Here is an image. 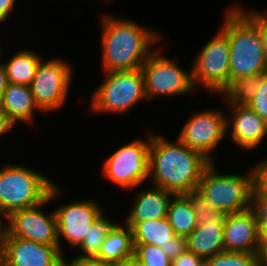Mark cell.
Masks as SVG:
<instances>
[{"label":"cell","mask_w":267,"mask_h":266,"mask_svg":"<svg viewBox=\"0 0 267 266\" xmlns=\"http://www.w3.org/2000/svg\"><path fill=\"white\" fill-rule=\"evenodd\" d=\"M252 209L258 223H267V193L255 183L252 193Z\"/></svg>","instance_id":"f546056e"},{"label":"cell","mask_w":267,"mask_h":266,"mask_svg":"<svg viewBox=\"0 0 267 266\" xmlns=\"http://www.w3.org/2000/svg\"><path fill=\"white\" fill-rule=\"evenodd\" d=\"M247 105L267 122V73L261 76L259 88Z\"/></svg>","instance_id":"f1b7e54d"},{"label":"cell","mask_w":267,"mask_h":266,"mask_svg":"<svg viewBox=\"0 0 267 266\" xmlns=\"http://www.w3.org/2000/svg\"><path fill=\"white\" fill-rule=\"evenodd\" d=\"M131 230L134 245L152 244L162 247L175 236L167 218L138 222Z\"/></svg>","instance_id":"7402d4cb"},{"label":"cell","mask_w":267,"mask_h":266,"mask_svg":"<svg viewBox=\"0 0 267 266\" xmlns=\"http://www.w3.org/2000/svg\"><path fill=\"white\" fill-rule=\"evenodd\" d=\"M116 223L104 217L103 214L92 224L89 233L78 246L82 253L74 258L75 262H84L87 260H94L101 249L106 235Z\"/></svg>","instance_id":"cb8c5ba5"},{"label":"cell","mask_w":267,"mask_h":266,"mask_svg":"<svg viewBox=\"0 0 267 266\" xmlns=\"http://www.w3.org/2000/svg\"><path fill=\"white\" fill-rule=\"evenodd\" d=\"M63 258L59 246L11 236L6 230L0 243L4 266H54Z\"/></svg>","instance_id":"5bb4252c"},{"label":"cell","mask_w":267,"mask_h":266,"mask_svg":"<svg viewBox=\"0 0 267 266\" xmlns=\"http://www.w3.org/2000/svg\"><path fill=\"white\" fill-rule=\"evenodd\" d=\"M115 266H142V264L134 256H132L128 259L115 263Z\"/></svg>","instance_id":"ab89813d"},{"label":"cell","mask_w":267,"mask_h":266,"mask_svg":"<svg viewBox=\"0 0 267 266\" xmlns=\"http://www.w3.org/2000/svg\"><path fill=\"white\" fill-rule=\"evenodd\" d=\"M134 257L142 266H171L170 258L161 247L152 244L134 245Z\"/></svg>","instance_id":"83f0119b"},{"label":"cell","mask_w":267,"mask_h":266,"mask_svg":"<svg viewBox=\"0 0 267 266\" xmlns=\"http://www.w3.org/2000/svg\"><path fill=\"white\" fill-rule=\"evenodd\" d=\"M15 0H0V23L7 19L14 7Z\"/></svg>","instance_id":"e575fe53"},{"label":"cell","mask_w":267,"mask_h":266,"mask_svg":"<svg viewBox=\"0 0 267 266\" xmlns=\"http://www.w3.org/2000/svg\"><path fill=\"white\" fill-rule=\"evenodd\" d=\"M54 266H77V262L73 259L71 261H66L64 257Z\"/></svg>","instance_id":"60d3db41"},{"label":"cell","mask_w":267,"mask_h":266,"mask_svg":"<svg viewBox=\"0 0 267 266\" xmlns=\"http://www.w3.org/2000/svg\"><path fill=\"white\" fill-rule=\"evenodd\" d=\"M147 142L134 140L116 150L106 159L102 168L104 178L123 190L136 188L149 179V146Z\"/></svg>","instance_id":"52a82bcc"},{"label":"cell","mask_w":267,"mask_h":266,"mask_svg":"<svg viewBox=\"0 0 267 266\" xmlns=\"http://www.w3.org/2000/svg\"><path fill=\"white\" fill-rule=\"evenodd\" d=\"M102 212L103 209L92 200L67 203L54 210L61 253L60 236L64 237L72 248H77Z\"/></svg>","instance_id":"4fadbf2b"},{"label":"cell","mask_w":267,"mask_h":266,"mask_svg":"<svg viewBox=\"0 0 267 266\" xmlns=\"http://www.w3.org/2000/svg\"><path fill=\"white\" fill-rule=\"evenodd\" d=\"M224 251L260 254L259 223L255 211L228 214L224 224Z\"/></svg>","instance_id":"9a60e30c"},{"label":"cell","mask_w":267,"mask_h":266,"mask_svg":"<svg viewBox=\"0 0 267 266\" xmlns=\"http://www.w3.org/2000/svg\"><path fill=\"white\" fill-rule=\"evenodd\" d=\"M194 87L220 94L230 83V46L227 35L220 31L199 51L192 64Z\"/></svg>","instance_id":"ba28073f"},{"label":"cell","mask_w":267,"mask_h":266,"mask_svg":"<svg viewBox=\"0 0 267 266\" xmlns=\"http://www.w3.org/2000/svg\"><path fill=\"white\" fill-rule=\"evenodd\" d=\"M262 75L257 74L232 80L221 92V96L222 94L225 96L228 104L247 105L255 96Z\"/></svg>","instance_id":"d4e9b609"},{"label":"cell","mask_w":267,"mask_h":266,"mask_svg":"<svg viewBox=\"0 0 267 266\" xmlns=\"http://www.w3.org/2000/svg\"><path fill=\"white\" fill-rule=\"evenodd\" d=\"M173 196L172 191L155 185L143 190L137 195L131 212L125 217V224L131 228L138 222L166 218L168 205Z\"/></svg>","instance_id":"e0dca14e"},{"label":"cell","mask_w":267,"mask_h":266,"mask_svg":"<svg viewBox=\"0 0 267 266\" xmlns=\"http://www.w3.org/2000/svg\"><path fill=\"white\" fill-rule=\"evenodd\" d=\"M1 216H3L0 212V241H2V238L4 236V233H5V224L2 222V218Z\"/></svg>","instance_id":"b9f144b4"},{"label":"cell","mask_w":267,"mask_h":266,"mask_svg":"<svg viewBox=\"0 0 267 266\" xmlns=\"http://www.w3.org/2000/svg\"><path fill=\"white\" fill-rule=\"evenodd\" d=\"M105 81L91 94V113L124 114L147 100L141 69L106 72Z\"/></svg>","instance_id":"8992f818"},{"label":"cell","mask_w":267,"mask_h":266,"mask_svg":"<svg viewBox=\"0 0 267 266\" xmlns=\"http://www.w3.org/2000/svg\"><path fill=\"white\" fill-rule=\"evenodd\" d=\"M171 266H205V260L187 250L171 260Z\"/></svg>","instance_id":"d6a6232c"},{"label":"cell","mask_w":267,"mask_h":266,"mask_svg":"<svg viewBox=\"0 0 267 266\" xmlns=\"http://www.w3.org/2000/svg\"><path fill=\"white\" fill-rule=\"evenodd\" d=\"M241 10L257 25L260 32L261 42L267 59V14L259 13L258 11L250 10L249 12Z\"/></svg>","instance_id":"1f68e13d"},{"label":"cell","mask_w":267,"mask_h":266,"mask_svg":"<svg viewBox=\"0 0 267 266\" xmlns=\"http://www.w3.org/2000/svg\"><path fill=\"white\" fill-rule=\"evenodd\" d=\"M8 62H4L9 83L28 85L32 83L41 57L27 49L16 52Z\"/></svg>","instance_id":"603a6c76"},{"label":"cell","mask_w":267,"mask_h":266,"mask_svg":"<svg viewBox=\"0 0 267 266\" xmlns=\"http://www.w3.org/2000/svg\"><path fill=\"white\" fill-rule=\"evenodd\" d=\"M145 94L148 100L155 96H178L191 92L195 87L192 73L184 71L175 61L156 50L141 66Z\"/></svg>","instance_id":"30bf717a"},{"label":"cell","mask_w":267,"mask_h":266,"mask_svg":"<svg viewBox=\"0 0 267 266\" xmlns=\"http://www.w3.org/2000/svg\"><path fill=\"white\" fill-rule=\"evenodd\" d=\"M256 266H267V264L264 263L261 259H259Z\"/></svg>","instance_id":"ee69618b"},{"label":"cell","mask_w":267,"mask_h":266,"mask_svg":"<svg viewBox=\"0 0 267 266\" xmlns=\"http://www.w3.org/2000/svg\"><path fill=\"white\" fill-rule=\"evenodd\" d=\"M185 195L189 198L196 214L197 223L215 222L225 224L228 214L215 208L198 189L191 190Z\"/></svg>","instance_id":"484cf974"},{"label":"cell","mask_w":267,"mask_h":266,"mask_svg":"<svg viewBox=\"0 0 267 266\" xmlns=\"http://www.w3.org/2000/svg\"><path fill=\"white\" fill-rule=\"evenodd\" d=\"M77 266H115V263L100 262L97 260H87L84 262H77Z\"/></svg>","instance_id":"f35d334b"},{"label":"cell","mask_w":267,"mask_h":266,"mask_svg":"<svg viewBox=\"0 0 267 266\" xmlns=\"http://www.w3.org/2000/svg\"><path fill=\"white\" fill-rule=\"evenodd\" d=\"M53 185L49 178L24 165H5L0 170L1 214L6 218L14 211L43 202Z\"/></svg>","instance_id":"277c9868"},{"label":"cell","mask_w":267,"mask_h":266,"mask_svg":"<svg viewBox=\"0 0 267 266\" xmlns=\"http://www.w3.org/2000/svg\"><path fill=\"white\" fill-rule=\"evenodd\" d=\"M260 254L223 251L205 259V266H256Z\"/></svg>","instance_id":"4316f807"},{"label":"cell","mask_w":267,"mask_h":266,"mask_svg":"<svg viewBox=\"0 0 267 266\" xmlns=\"http://www.w3.org/2000/svg\"><path fill=\"white\" fill-rule=\"evenodd\" d=\"M14 125L10 122L9 118L6 116V114L2 111L0 107V137L5 134L7 131H11L10 129Z\"/></svg>","instance_id":"d590c367"},{"label":"cell","mask_w":267,"mask_h":266,"mask_svg":"<svg viewBox=\"0 0 267 266\" xmlns=\"http://www.w3.org/2000/svg\"><path fill=\"white\" fill-rule=\"evenodd\" d=\"M256 183L267 193V159L255 166Z\"/></svg>","instance_id":"836d02e7"},{"label":"cell","mask_w":267,"mask_h":266,"mask_svg":"<svg viewBox=\"0 0 267 266\" xmlns=\"http://www.w3.org/2000/svg\"><path fill=\"white\" fill-rule=\"evenodd\" d=\"M267 246V223H259L260 252Z\"/></svg>","instance_id":"8d00e7d4"},{"label":"cell","mask_w":267,"mask_h":266,"mask_svg":"<svg viewBox=\"0 0 267 266\" xmlns=\"http://www.w3.org/2000/svg\"><path fill=\"white\" fill-rule=\"evenodd\" d=\"M221 30L230 46V82L267 73V59L257 25L238 6L225 14Z\"/></svg>","instance_id":"3957f363"},{"label":"cell","mask_w":267,"mask_h":266,"mask_svg":"<svg viewBox=\"0 0 267 266\" xmlns=\"http://www.w3.org/2000/svg\"><path fill=\"white\" fill-rule=\"evenodd\" d=\"M40 60L30 84L36 105L52 112L64 105L73 76L70 64L62 59Z\"/></svg>","instance_id":"8fae6325"},{"label":"cell","mask_w":267,"mask_h":266,"mask_svg":"<svg viewBox=\"0 0 267 266\" xmlns=\"http://www.w3.org/2000/svg\"><path fill=\"white\" fill-rule=\"evenodd\" d=\"M260 259L267 264V246L260 252Z\"/></svg>","instance_id":"7bdbcfd3"},{"label":"cell","mask_w":267,"mask_h":266,"mask_svg":"<svg viewBox=\"0 0 267 266\" xmlns=\"http://www.w3.org/2000/svg\"><path fill=\"white\" fill-rule=\"evenodd\" d=\"M8 84L9 82L6 75V69L4 67L3 62H0V100Z\"/></svg>","instance_id":"74e56055"},{"label":"cell","mask_w":267,"mask_h":266,"mask_svg":"<svg viewBox=\"0 0 267 266\" xmlns=\"http://www.w3.org/2000/svg\"><path fill=\"white\" fill-rule=\"evenodd\" d=\"M224 224L201 223L187 237L188 250L204 260L224 251Z\"/></svg>","instance_id":"d6986e66"},{"label":"cell","mask_w":267,"mask_h":266,"mask_svg":"<svg viewBox=\"0 0 267 266\" xmlns=\"http://www.w3.org/2000/svg\"><path fill=\"white\" fill-rule=\"evenodd\" d=\"M210 163L200 152L190 149L178 138L175 143L151 133L149 176L153 185L185 194L198 187L202 173Z\"/></svg>","instance_id":"6da1fadb"},{"label":"cell","mask_w":267,"mask_h":266,"mask_svg":"<svg viewBox=\"0 0 267 266\" xmlns=\"http://www.w3.org/2000/svg\"><path fill=\"white\" fill-rule=\"evenodd\" d=\"M60 193V188L54 184L43 202L12 212L6 217L8 223L5 224V230L13 237L59 246L54 210L47 215L42 213L44 212L42 209Z\"/></svg>","instance_id":"9c48e42d"},{"label":"cell","mask_w":267,"mask_h":266,"mask_svg":"<svg viewBox=\"0 0 267 266\" xmlns=\"http://www.w3.org/2000/svg\"><path fill=\"white\" fill-rule=\"evenodd\" d=\"M229 120L219 110L208 109L198 112L188 119L178 139L190 149L200 152L206 159L213 162L212 150L225 138L230 126Z\"/></svg>","instance_id":"7c38bea8"},{"label":"cell","mask_w":267,"mask_h":266,"mask_svg":"<svg viewBox=\"0 0 267 266\" xmlns=\"http://www.w3.org/2000/svg\"><path fill=\"white\" fill-rule=\"evenodd\" d=\"M161 250L173 260L188 250L187 237L175 235Z\"/></svg>","instance_id":"4dcf8cb0"},{"label":"cell","mask_w":267,"mask_h":266,"mask_svg":"<svg viewBox=\"0 0 267 266\" xmlns=\"http://www.w3.org/2000/svg\"><path fill=\"white\" fill-rule=\"evenodd\" d=\"M115 224L101 246L98 256L100 262L117 263L134 256V243L131 228L125 224Z\"/></svg>","instance_id":"ffe728a7"},{"label":"cell","mask_w":267,"mask_h":266,"mask_svg":"<svg viewBox=\"0 0 267 266\" xmlns=\"http://www.w3.org/2000/svg\"><path fill=\"white\" fill-rule=\"evenodd\" d=\"M214 162L204 169L197 189L217 209L227 214L252 208V193L256 183L255 168L250 174H218Z\"/></svg>","instance_id":"5b68a950"},{"label":"cell","mask_w":267,"mask_h":266,"mask_svg":"<svg viewBox=\"0 0 267 266\" xmlns=\"http://www.w3.org/2000/svg\"><path fill=\"white\" fill-rule=\"evenodd\" d=\"M166 218L174 234L178 236L188 237L198 225L195 211L185 194H174L169 202Z\"/></svg>","instance_id":"44dd1931"},{"label":"cell","mask_w":267,"mask_h":266,"mask_svg":"<svg viewBox=\"0 0 267 266\" xmlns=\"http://www.w3.org/2000/svg\"><path fill=\"white\" fill-rule=\"evenodd\" d=\"M228 106L234 114L231 139L246 151L256 148L267 136V122L248 105L230 103Z\"/></svg>","instance_id":"2e32d148"},{"label":"cell","mask_w":267,"mask_h":266,"mask_svg":"<svg viewBox=\"0 0 267 266\" xmlns=\"http://www.w3.org/2000/svg\"><path fill=\"white\" fill-rule=\"evenodd\" d=\"M2 111L15 126L17 122L31 123L36 105L31 88L28 85L9 83L0 100Z\"/></svg>","instance_id":"ac0fdd59"},{"label":"cell","mask_w":267,"mask_h":266,"mask_svg":"<svg viewBox=\"0 0 267 266\" xmlns=\"http://www.w3.org/2000/svg\"><path fill=\"white\" fill-rule=\"evenodd\" d=\"M102 61L106 72L141 68L155 51L151 46L162 39L159 32L146 29L130 19L102 16Z\"/></svg>","instance_id":"7a4b0ae2"}]
</instances>
